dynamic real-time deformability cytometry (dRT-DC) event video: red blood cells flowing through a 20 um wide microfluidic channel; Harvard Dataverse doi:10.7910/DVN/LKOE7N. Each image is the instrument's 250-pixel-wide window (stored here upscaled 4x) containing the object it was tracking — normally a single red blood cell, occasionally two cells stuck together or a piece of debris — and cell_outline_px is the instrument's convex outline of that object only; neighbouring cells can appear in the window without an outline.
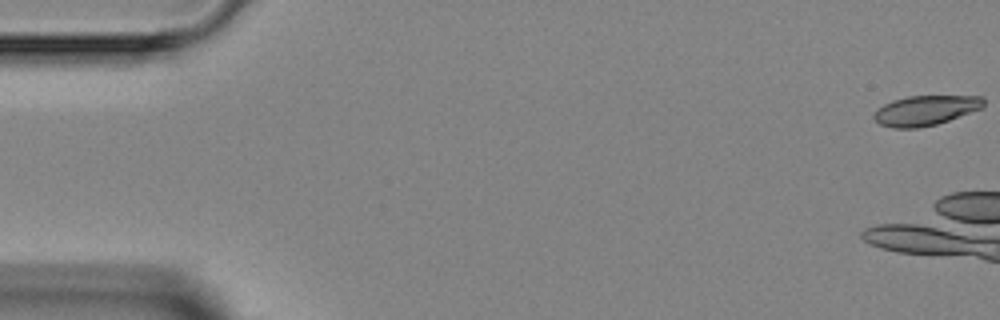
{"species": "Egyptian fruit bat (a non-hibernating species)", "species_latin": "Rousettus aegyptiacus", "temperature_condition": "room temperature", "stored_images_in_passage": 4, "camera_frame_rate_fps": 3000, "um_per_image_px": 0.085, "animal": {"sex": "female"}, "frame": {"image": 1, "passage_image": 1, "time_ms": 0.0, "image_size_px": [1000, 320], "cell_outline_px": [[984, 108], [936, 124], [920, 128], [892, 128], [880, 124], [872, 116], [884, 104], [892, 100], [908, 96], [984, 96]], "centroid_in_image_um": [78.7, 9.38], "position_along_channel_um": 6.3, "area_um2": 19.07}}